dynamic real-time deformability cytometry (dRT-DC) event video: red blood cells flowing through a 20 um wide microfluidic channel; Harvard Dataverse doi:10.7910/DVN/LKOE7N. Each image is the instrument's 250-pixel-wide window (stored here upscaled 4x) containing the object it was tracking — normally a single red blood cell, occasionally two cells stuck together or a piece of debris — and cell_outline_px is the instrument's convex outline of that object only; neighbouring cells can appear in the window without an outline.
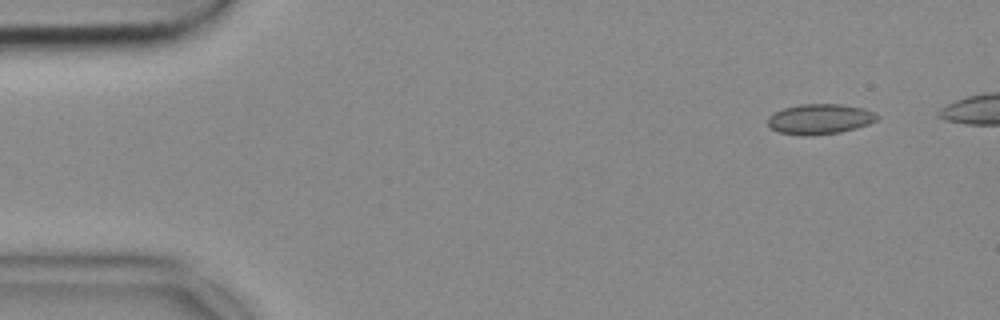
{"species": "common noctule bat (a hibernating species)", "species_latin": "Nyctalus noctula", "temperature_condition": "cold", "stored_images_in_passage": 35, "camera_frame_rate_fps": 3000, "um_per_image_px": 0.085, "animal": {"sex": "female", "body_mass_g": 18.4}, "frame": {"image": 1, "passage_image": 1, "time_ms": 0.0, "image_size_px": [1000, 320], "cell_outline_px": [[880, 116], [876, 120], [868, 124], [856, 128], [840, 132], [812, 136], [808, 136], [780, 132], [772, 128], [768, 124], [768, 116], [784, 108], [800, 104], [840, 104], [864, 108]], "centroid_in_image_um": [69.7, 10.12], "position_along_channel_um": 15.3, "area_um2": 19.13}}
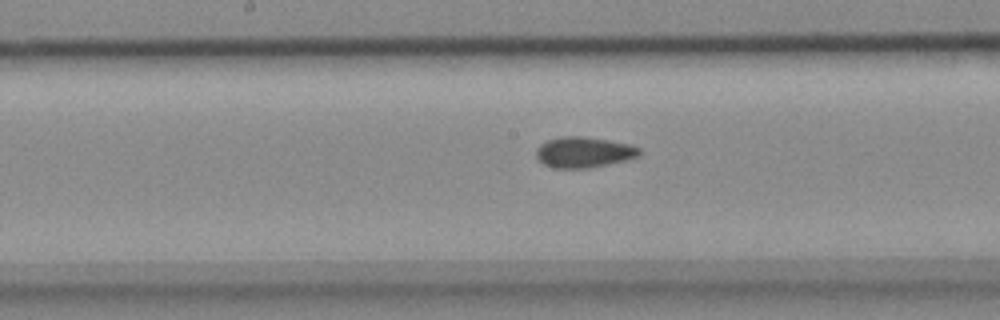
{"frame": {"image": 2, "passage_image": 23, "time_ms": 7.333, "image_size_px": [1000, 320], "cell_outline_px": [[640, 156], [628, 160], [588, 168], [552, 168], [544, 164], [536, 156], [536, 148], [540, 144], [548, 140], [560, 136], [580, 136], [608, 140], [628, 144], [640, 148]], "centroid_in_image_um": [49.62, 12.94], "position_along_channel_um": 198.6, "area_um2": 18.5}}
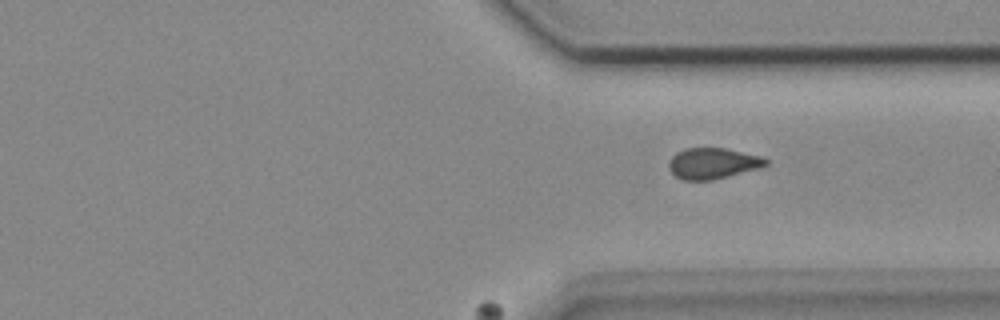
{"frame": {"image": 3, "passage_image": 35, "time_ms": 11.333, "image_size_px": [1000, 320], "cell_outline_px": [[768, 164], [760, 168], [712, 180], [684, 180], [676, 176], [668, 168], [668, 164], [672, 156], [676, 152], [684, 148], [724, 148], [760, 156], [768, 160]], "centroid_in_image_um": [60.57, 13.88], "position_along_channel_um": 350.8, "area_um2": 17.4}}